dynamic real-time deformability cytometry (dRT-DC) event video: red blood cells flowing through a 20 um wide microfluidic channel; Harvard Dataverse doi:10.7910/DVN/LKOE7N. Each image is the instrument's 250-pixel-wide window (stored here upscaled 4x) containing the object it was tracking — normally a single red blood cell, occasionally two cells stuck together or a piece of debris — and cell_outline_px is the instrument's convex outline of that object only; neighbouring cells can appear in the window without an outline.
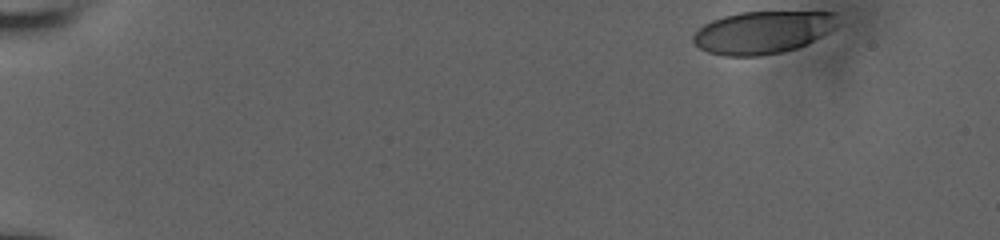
{"species": "human", "species_latin": "Homo sapiens", "temperature_condition": "room temperature", "stored_images_in_passage": 12, "camera_frame_rate_fps": 3000, "um_per_image_px": 0.085, "donor": {"sex": "male"}, "frame": {"image": 1, "passage_image": 1, "time_ms": 0.0, "image_size_px": [1000, 240], "cell_outline_px": [[836, 24], [828, 32], [796, 48], [784, 52], [760, 56], [724, 56], [708, 52], [700, 48], [692, 40], [692, 36], [704, 24], [712, 20], [724, 16], [740, 12], [836, 12]], "centroid_in_image_um": [64.78, 2.75], "position_along_channel_um": 20.2, "area_um2": 35.43}}